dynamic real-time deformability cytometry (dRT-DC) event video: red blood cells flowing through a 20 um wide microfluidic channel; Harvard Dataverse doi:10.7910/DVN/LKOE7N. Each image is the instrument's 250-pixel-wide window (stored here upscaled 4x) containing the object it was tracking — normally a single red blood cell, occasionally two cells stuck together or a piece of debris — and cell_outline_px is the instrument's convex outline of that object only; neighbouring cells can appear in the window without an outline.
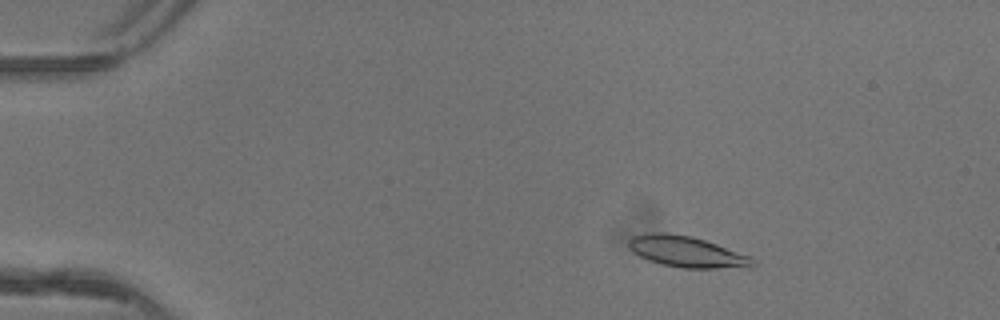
{"species": "common noctule bat (a hibernating species)", "species_latin": "Nyctalus noctula", "temperature_condition": "warm", "stored_images_in_passage": 50, "camera_frame_rate_fps": 3000, "um_per_image_px": 0.085, "animal": {"sex": "female"}, "frame": {"image": 1, "passage_image": 8, "time_ms": 2.333, "image_size_px": [1000, 320], "cell_outline_px": [[756, 264], [752, 268], [684, 268], [660, 264], [648, 260], [632, 252], [628, 248], [628, 240], [632, 236], [644, 232], [664, 232], [692, 236], [716, 244], [748, 256], [756, 260]], "centroid_in_image_um": [58.34, 21.4], "position_along_channel_um": 26.7, "area_um2": 22.66}}
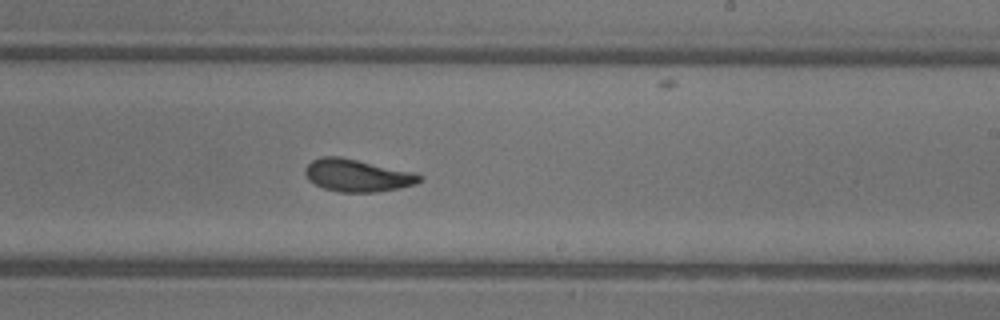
{"frame": {"image": 2, "passage_image": 31, "time_ms": 10.0, "image_size_px": [1000, 320], "cell_outline_px": [[424, 180], [416, 184], [400, 188], [376, 192], [340, 192], [324, 188], [308, 180], [304, 172], [304, 168], [312, 160], [320, 156], [340, 156], [412, 172], [424, 176]], "centroid_in_image_um": [30.37, 14.91], "position_along_channel_um": 258.6, "area_um2": 21.68}}
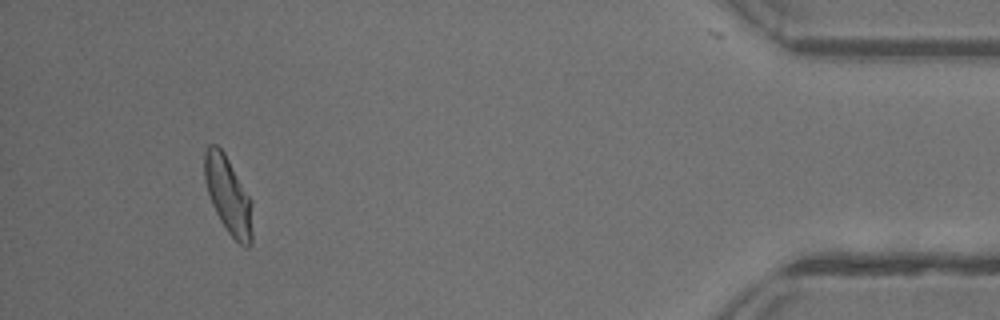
{"frame": {"image": 3, "passage_image": 47, "time_ms": 15.333, "image_size_px": [1000, 320], "cell_outline_px": [[252, 244], [248, 248], [240, 244], [228, 232], [220, 220], [212, 204], [204, 180], [204, 152], [208, 144], [216, 144], [224, 152], [252, 200]], "centroid_in_image_um": [19.41, 16.6], "position_along_channel_um": 415.8, "area_um2": 21.62}, "authors_computed_cell_mechanics": {"area_um2": 21.4438, "velocity_mm_per_s": 4.1442, "shape_relaxation_time_tau1_ms": 3.7503, "shape_relaxation_time_tau2_ms": 1.5902, "deformation_change_tau1": 0.1486, "deformation_change_tau2": 0.0795}}